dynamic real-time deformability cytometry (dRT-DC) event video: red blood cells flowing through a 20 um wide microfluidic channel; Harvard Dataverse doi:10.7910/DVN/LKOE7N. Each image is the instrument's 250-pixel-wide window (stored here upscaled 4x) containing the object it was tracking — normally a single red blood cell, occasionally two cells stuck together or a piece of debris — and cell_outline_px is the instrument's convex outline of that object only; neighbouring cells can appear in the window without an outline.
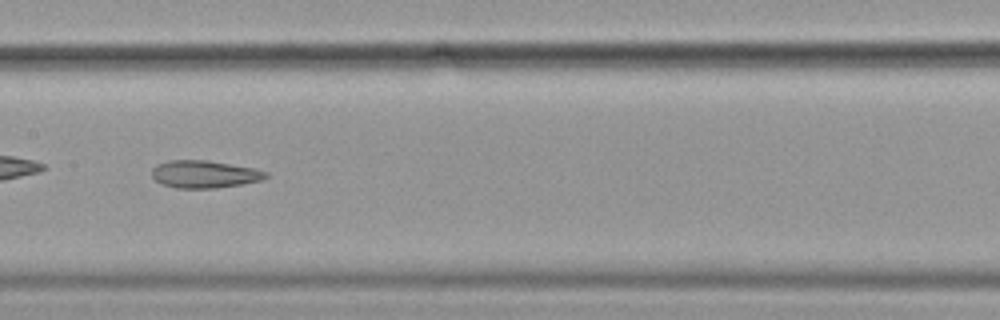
{"species": "common noctule bat (a hibernating species)", "species_latin": "Nyctalus noctula", "temperature_condition": "cold", "stored_images_in_passage": 35, "camera_frame_rate_fps": 3000, "um_per_image_px": 0.085, "animal": {"sex": "female", "body_mass_g": 19.9}, "frame": {"image": 1, "passage_image": 11, "time_ms": 3.333, "image_size_px": [1000, 320], "cell_outline_px": [[268, 176], [260, 180], [240, 184], [216, 188], [176, 188], [160, 184], [152, 176], [152, 168], [156, 164], [168, 160], [208, 160], [252, 168], [268, 172]], "centroid_in_image_um": [17.32, 14.8], "position_along_channel_um": 190.1, "area_um2": 18.21}, "authors_computed_cell_mechanics": {"area_um2": 18.785, "velocity_mm_per_s": 3.5979, "shape_relaxation_time_tau1_ms": 7.0972, "shape_relaxation_time_tau2_ms": 2.9296, "deformation_change_tau1": 0.1808, "deformation_change_tau2": 0.1276}}